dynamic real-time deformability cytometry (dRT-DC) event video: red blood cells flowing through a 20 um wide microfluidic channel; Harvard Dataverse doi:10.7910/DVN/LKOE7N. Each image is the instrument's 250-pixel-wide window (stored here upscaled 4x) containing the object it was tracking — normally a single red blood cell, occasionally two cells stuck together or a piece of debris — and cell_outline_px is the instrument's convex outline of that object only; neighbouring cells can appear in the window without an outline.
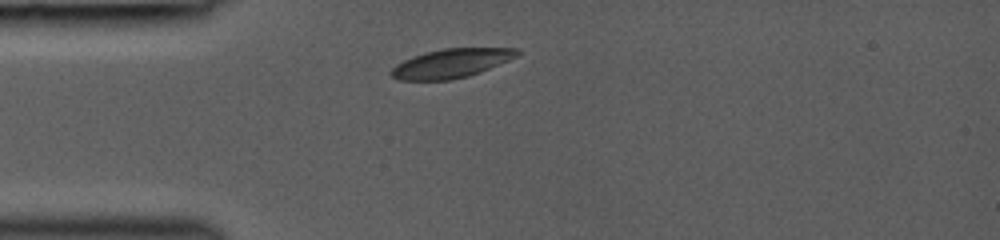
{"species": "common noctule bat (a hibernating species)", "species_latin": "Nyctalus noctula", "temperature_condition": "room temperature", "stored_images_in_passage": 6, "camera_frame_rate_fps": 3000, "um_per_image_px": 0.085, "animal": {"sex": "female", "body_mass_g": 19.0, "forearm_length_mm": 53.3}, "frame": {"image": 1, "passage_image": 1, "time_ms": 0.0, "image_size_px": [1000, 240], "cell_outline_px": [[520, 52], [516, 56], [508, 60], [480, 72], [468, 76], [452, 80], [400, 80], [392, 76], [388, 72], [396, 64], [412, 56], [424, 52], [444, 48], [520, 48]], "centroid_in_image_um": [38.32, 5.38], "position_along_channel_um": 46.7, "area_um2": 21.27}}
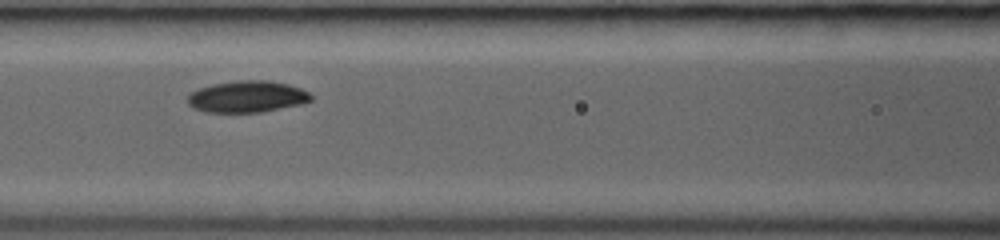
{"frame": {"image": 2, "passage_image": 4, "time_ms": 2.667, "image_size_px": [1000, 240], "cell_outline_px": [[312, 100], [300, 104], [260, 112], [204, 112], [192, 108], [188, 104], [188, 96], [192, 92], [200, 88], [212, 84], [236, 80], [268, 80], [288, 84], [300, 88], [308, 92], [312, 96]], "centroid_in_image_um": [20.99, 8.21], "position_along_channel_um": 145.6, "area_um2": 22.66}}
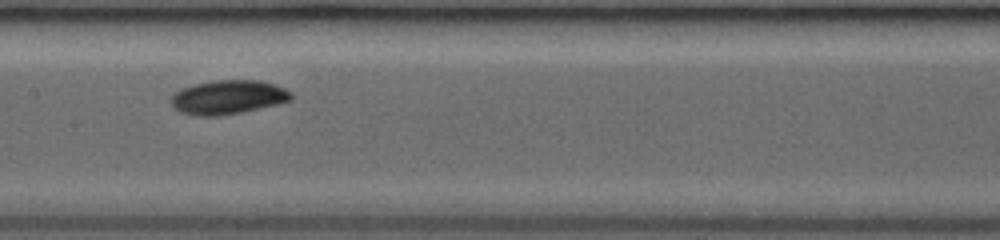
{"frame": {"image": 3, "passage_image": 5, "time_ms": 3.667, "image_size_px": [1000, 240], "cell_outline_px": [[292, 100], [276, 104], [240, 112], [216, 116], [196, 116], [180, 112], [172, 104], [172, 96], [176, 92], [184, 88], [196, 84], [216, 80], [260, 80], [276, 84], [292, 92]], "centroid_in_image_um": [19.42, 8.25], "position_along_channel_um": 188.0, "area_um2": 23.52}}